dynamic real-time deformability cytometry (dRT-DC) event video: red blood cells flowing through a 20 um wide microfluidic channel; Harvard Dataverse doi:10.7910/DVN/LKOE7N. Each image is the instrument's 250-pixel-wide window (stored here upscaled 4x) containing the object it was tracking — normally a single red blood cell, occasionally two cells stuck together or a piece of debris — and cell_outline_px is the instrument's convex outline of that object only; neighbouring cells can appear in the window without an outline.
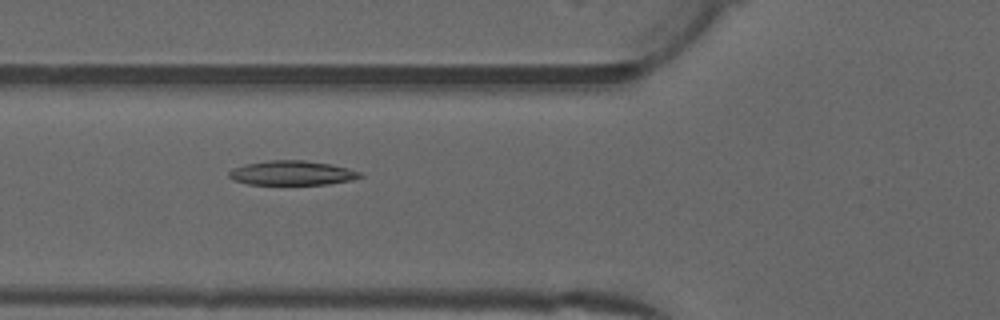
{"species": "common noctule bat (a hibernating species)", "species_latin": "Nyctalus noctula", "temperature_condition": "warm", "stored_images_in_passage": 34, "camera_frame_rate_fps": 3000, "um_per_image_px": 0.085, "animal": {"sex": "male", "forearm_length_mm": 52.5}, "frame": {"image": 1, "passage_image": 4, "time_ms": 1.0, "image_size_px": [1000, 320], "cell_outline_px": [[364, 176], [352, 180], [328, 184], [248, 184], [232, 180], [228, 176], [228, 172], [232, 168], [244, 164], [268, 160], [304, 160], [332, 164], [348, 168], [360, 172]], "centroid_in_image_um": [24.8, 14.69], "position_along_channel_um": 101.0, "area_um2": 18.79}}
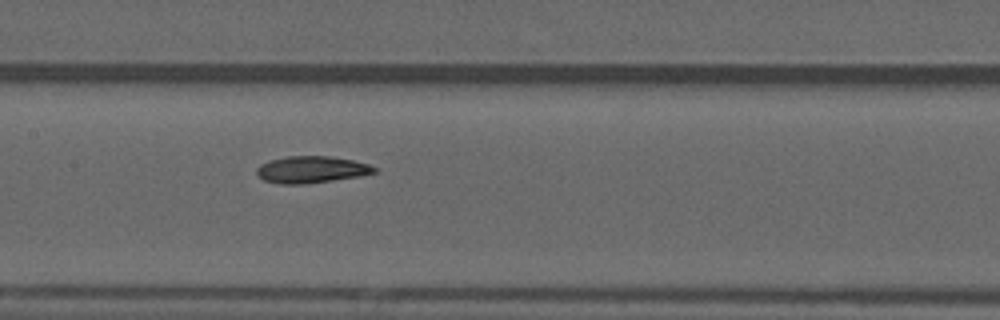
{"frame": {"image": 2, "passage_image": 10, "time_ms": 3.0, "image_size_px": [1000, 320], "cell_outline_px": [[376, 172], [360, 176], [304, 184], [280, 184], [264, 180], [256, 172], [256, 168], [260, 164], [272, 160], [288, 156], [328, 156], [352, 160], [368, 164], [376, 168]], "centroid_in_image_um": [26.46, 14.41], "position_along_channel_um": 180.9, "area_um2": 18.15}}
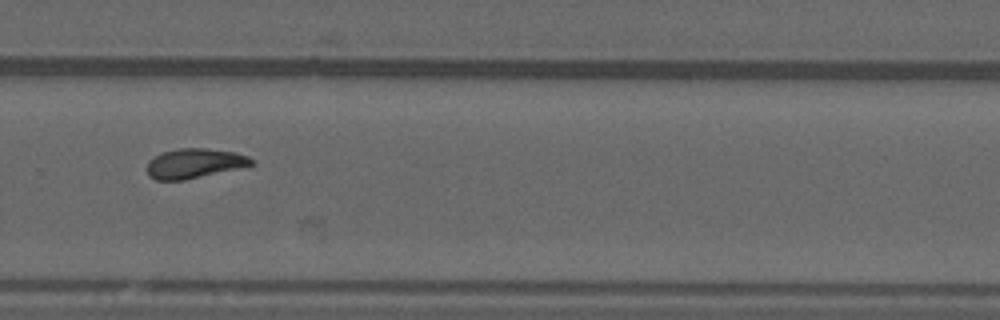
{"frame": {"image": 3, "passage_image": 20, "time_ms": 6.333, "image_size_px": [1000, 320], "cell_outline_px": [[256, 164], [184, 180], [156, 180], [148, 176], [148, 160], [164, 152], [180, 148], [208, 148], [236, 152], [248, 156], [256, 160]], "centroid_in_image_um": [16.57, 13.88], "position_along_channel_um": 313.2, "area_um2": 18.03}, "authors_computed_cell_mechanics": {"area_um2": 18.0336, "velocity_mm_per_s": 3.9919, "shape_relaxation_time_tau1_ms": null, "shape_relaxation_time_tau2_ms": 3.2437, "deformation_change_tau1": null, "deformation_change_tau2": 0.0959}}